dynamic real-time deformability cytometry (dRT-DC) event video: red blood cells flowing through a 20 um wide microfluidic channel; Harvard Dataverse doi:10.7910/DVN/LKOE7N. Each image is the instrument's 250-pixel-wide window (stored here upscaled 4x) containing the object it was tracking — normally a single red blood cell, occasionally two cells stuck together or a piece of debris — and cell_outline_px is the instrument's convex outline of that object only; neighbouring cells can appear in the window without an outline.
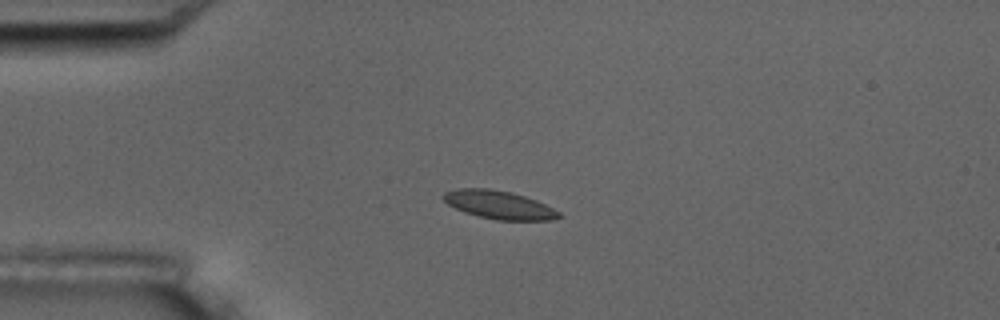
{"species": "common noctule bat (a hibernating species)", "species_latin": "Nyctalus noctula", "temperature_condition": "room temperature", "stored_images_in_passage": 4, "camera_frame_rate_fps": 3000, "um_per_image_px": 0.085, "animal": {"sex": "male", "body_mass_g": 17.5, "forearm_length_mm": 52.3}, "frame": {"image": 1, "passage_image": 3, "time_ms": 2.667, "image_size_px": [1000, 320], "cell_outline_px": [[564, 216], [552, 220], [496, 220], [464, 212], [448, 204], [440, 196], [444, 192], [456, 188], [488, 188], [512, 192], [536, 200], [560, 212]], "centroid_in_image_um": [42.41, 17.4], "position_along_channel_um": 42.6, "area_um2": 19.07}}